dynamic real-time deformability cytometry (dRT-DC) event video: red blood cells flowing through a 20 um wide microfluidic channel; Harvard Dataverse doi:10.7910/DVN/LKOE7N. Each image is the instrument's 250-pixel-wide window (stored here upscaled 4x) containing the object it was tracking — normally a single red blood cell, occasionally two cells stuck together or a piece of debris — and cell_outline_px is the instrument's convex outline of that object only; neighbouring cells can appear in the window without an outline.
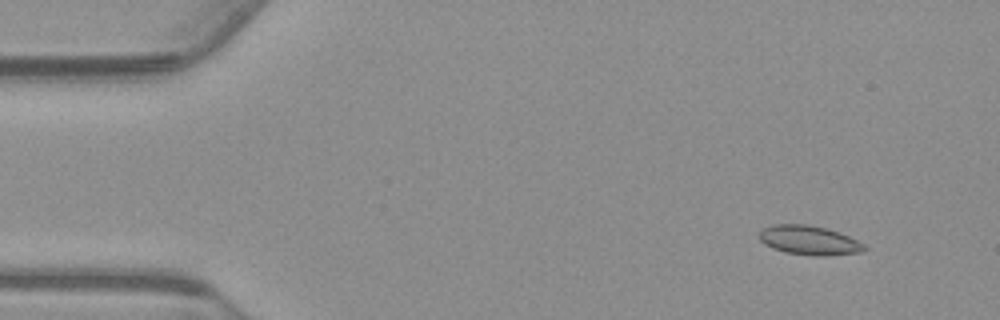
{"species": "common noctule bat (a hibernating species)", "species_latin": "Nyctalus noctula", "temperature_condition": "warm", "stored_images_in_passage": 54, "camera_frame_rate_fps": 3000, "um_per_image_px": 0.085, "animal": {"sex": "male", "body_mass_g": 23.1, "forearm_length_mm": 52.7}, "frame": {"image": 1, "passage_image": 4, "time_ms": 1.0, "image_size_px": [1000, 320], "cell_outline_px": [[868, 248], [860, 252], [828, 256], [812, 256], [784, 252], [772, 248], [764, 244], [760, 240], [760, 228], [772, 224], [804, 224], [828, 228], [840, 232], [864, 244]], "centroid_in_image_um": [68.76, 20.42], "position_along_channel_um": 16.2, "area_um2": 18.15}}
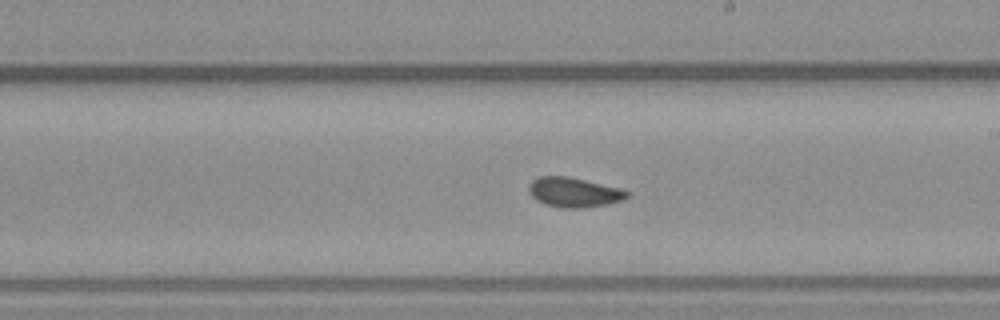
{"frame": {"image": 2, "passage_image": 30, "time_ms": 9.667, "image_size_px": [1000, 320], "cell_outline_px": [[632, 192], [624, 200], [608, 204], [580, 208], [560, 208], [544, 204], [536, 200], [532, 196], [528, 188], [532, 180], [540, 176], [568, 176], [620, 188]], "centroid_in_image_um": [48.81, 16.35], "position_along_channel_um": 240.2, "area_um2": 17.11}}
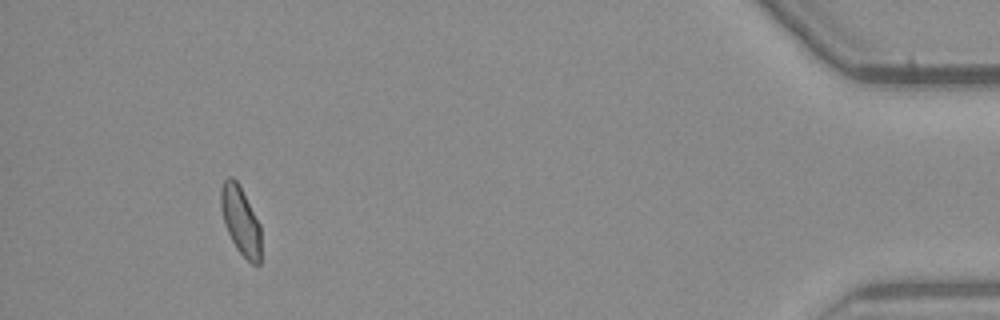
{"frame": {"image": 3, "passage_image": 50, "time_ms": 16.333, "image_size_px": [1000, 320], "cell_outline_px": [[260, 264], [252, 264], [236, 248], [224, 224], [220, 204], [220, 188], [224, 180], [228, 176], [232, 176], [236, 180], [260, 224]], "centroid_in_image_um": [20.43, 18.73], "position_along_channel_um": 414.8, "area_um2": 15.78}, "authors_computed_cell_mechanics": {"area_um2": 16.6464, "velocity_mm_per_s": 3.7321, "shape_relaxation_time_tau1_ms": null, "shape_relaxation_time_tau2_ms": 2.0791, "deformation_change_tau1": null, "deformation_change_tau2": 0.0557}}